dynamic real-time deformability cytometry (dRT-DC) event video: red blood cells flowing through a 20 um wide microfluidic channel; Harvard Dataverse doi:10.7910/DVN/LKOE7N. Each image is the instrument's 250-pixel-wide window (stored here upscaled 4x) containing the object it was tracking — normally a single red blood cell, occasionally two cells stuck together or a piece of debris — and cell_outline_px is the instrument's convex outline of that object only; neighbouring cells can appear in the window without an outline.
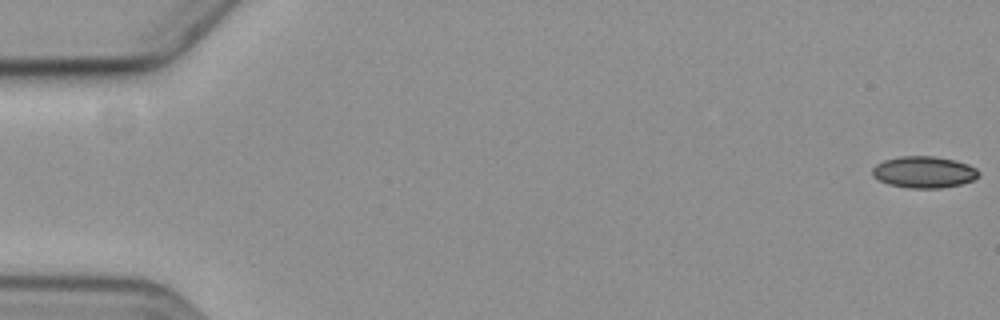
{"species": "common noctule bat (a hibernating species)", "species_latin": "Nyctalus noctula", "temperature_condition": "cold", "stored_images_in_passage": 6, "camera_frame_rate_fps": 3000, "um_per_image_px": 0.085, "animal": {"sex": "female", "body_mass_g": 19.3, "forearm_length_mm": 54.1}, "frame": {"image": 1, "passage_image": 1, "time_ms": 0.0, "image_size_px": [1000, 320], "cell_outline_px": [[980, 176], [972, 180], [960, 184], [940, 188], [908, 188], [888, 184], [872, 176], [872, 168], [876, 164], [884, 160], [900, 156], [936, 156], [956, 160], [968, 164], [976, 168], [980, 172]], "centroid_in_image_um": [78.54, 14.62], "position_along_channel_um": 6.5, "area_um2": 19.71}}
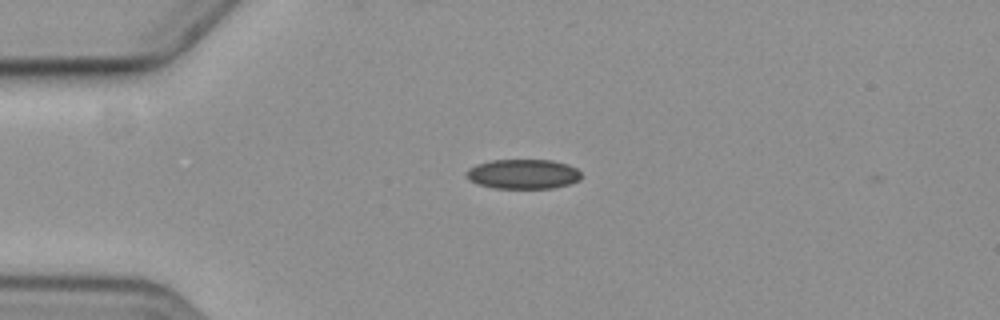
{"frame": {"image": 2, "passage_image": 5, "time_ms": 4.667, "image_size_px": [1000, 320], "cell_outline_px": [[580, 180], [568, 184], [552, 188], [492, 188], [468, 180], [464, 176], [464, 172], [468, 168], [476, 164], [492, 160], [552, 160], [568, 164], [576, 168], [580, 172]], "centroid_in_image_um": [44.42, 14.79], "position_along_channel_um": 40.6, "area_um2": 20.0}}